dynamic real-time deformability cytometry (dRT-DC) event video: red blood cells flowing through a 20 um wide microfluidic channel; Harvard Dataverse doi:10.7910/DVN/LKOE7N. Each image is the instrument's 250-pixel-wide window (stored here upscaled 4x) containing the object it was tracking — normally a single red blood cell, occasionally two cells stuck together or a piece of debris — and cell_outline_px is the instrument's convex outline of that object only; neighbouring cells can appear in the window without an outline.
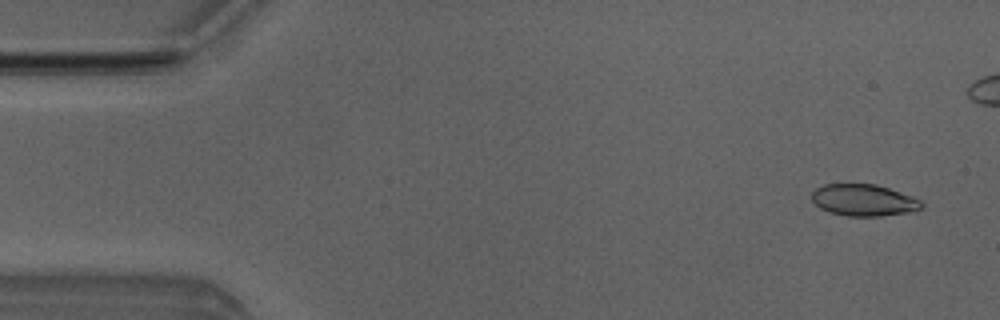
{"species": "Egyptian fruit bat (a non-hibernating species)", "species_latin": "Rousettus aegyptiacus", "temperature_condition": "room temperature", "stored_images_in_passage": 5, "camera_frame_rate_fps": 3000, "um_per_image_px": 0.085, "animal": {"sex": "male"}, "frame": {"image": 1, "passage_image": 1, "time_ms": 0.0, "image_size_px": [1000, 320], "cell_outline_px": [[924, 204], [920, 208], [912, 212], [880, 216], [848, 216], [828, 212], [820, 208], [812, 200], [812, 192], [816, 188], [824, 184], [876, 184], [912, 196], [920, 200]], "centroid_in_image_um": [73.41, 17.02], "position_along_channel_um": 11.6, "area_um2": 20.29}}